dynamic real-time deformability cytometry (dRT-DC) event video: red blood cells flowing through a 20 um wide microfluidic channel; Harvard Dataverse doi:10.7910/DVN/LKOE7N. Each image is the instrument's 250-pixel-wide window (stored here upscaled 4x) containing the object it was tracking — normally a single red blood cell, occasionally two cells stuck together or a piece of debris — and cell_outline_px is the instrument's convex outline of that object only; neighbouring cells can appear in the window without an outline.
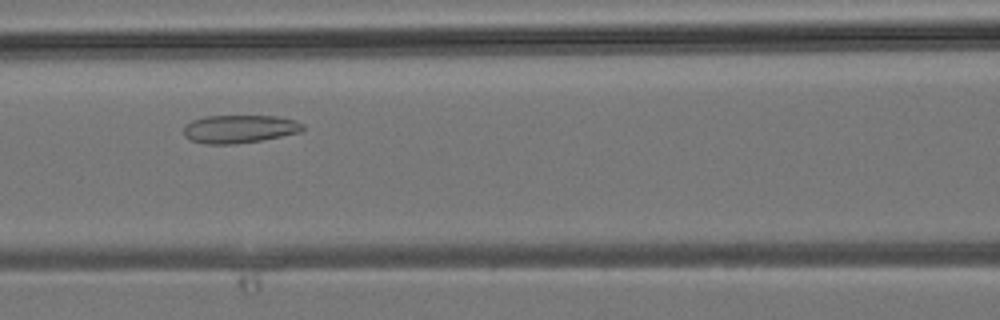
{"species": "common noctule bat (a hibernating species)", "species_latin": "Nyctalus noctula", "temperature_condition": "room temperature", "stored_images_in_passage": 32, "camera_frame_rate_fps": 3000, "um_per_image_px": 0.085, "animal": {"sex": "male", "body_mass_g": 19.2, "forearm_length_mm": 51.8}, "frame": {"image": 1, "passage_image": 11, "time_ms": 3.333, "image_size_px": [1000, 320], "cell_outline_px": [[304, 128], [300, 132], [260, 140], [236, 144], [204, 144], [188, 140], [184, 136], [184, 124], [192, 120], [204, 116], [276, 116], [296, 120], [304, 124]], "centroid_in_image_um": [20.31, 10.96], "position_along_channel_um": 146.3, "area_um2": 19.65}}
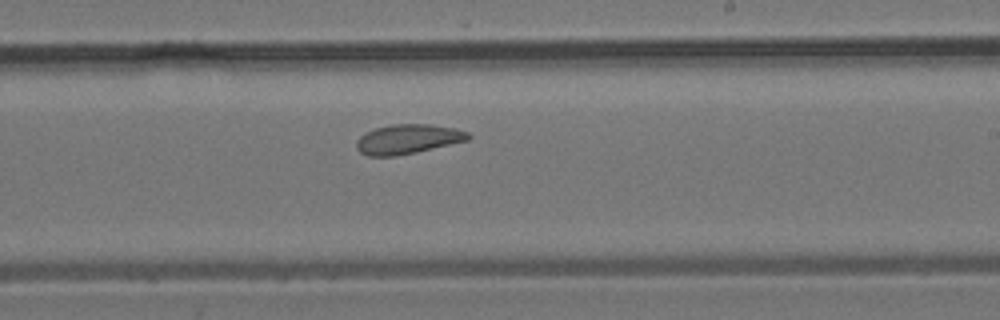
{"frame": {"image": 2, "passage_image": 17, "time_ms": 5.333, "image_size_px": [1000, 320], "cell_outline_px": [[472, 136], [468, 140], [416, 152], [396, 156], [368, 156], [360, 152], [356, 148], [356, 140], [360, 136], [376, 128], [392, 124], [428, 124], [456, 128], [468, 132]], "centroid_in_image_um": [34.67, 11.82], "position_along_channel_um": 254.3, "area_um2": 19.19}}
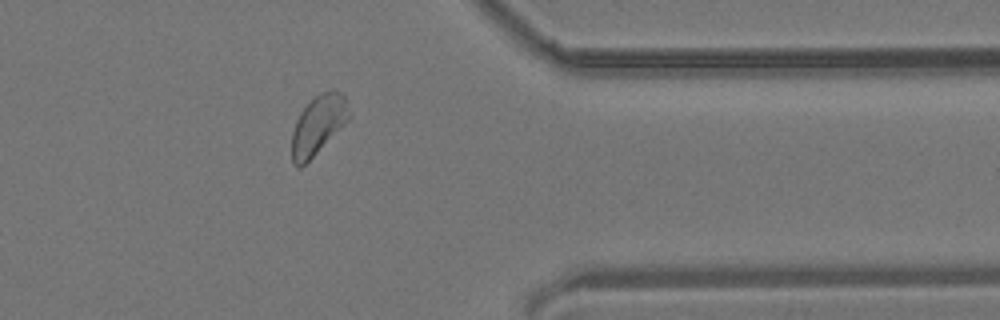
{"frame": {"image": 3, "passage_image": 25, "time_ms": 8.0, "image_size_px": [1000, 320], "cell_outline_px": [[352, 116], [300, 168], [296, 168], [292, 164], [292, 132], [296, 120], [300, 112], [316, 96], [332, 88], [340, 92], [344, 96]], "centroid_in_image_um": [27.03, 10.61], "position_along_channel_um": 384.4, "area_um2": 19.31}}